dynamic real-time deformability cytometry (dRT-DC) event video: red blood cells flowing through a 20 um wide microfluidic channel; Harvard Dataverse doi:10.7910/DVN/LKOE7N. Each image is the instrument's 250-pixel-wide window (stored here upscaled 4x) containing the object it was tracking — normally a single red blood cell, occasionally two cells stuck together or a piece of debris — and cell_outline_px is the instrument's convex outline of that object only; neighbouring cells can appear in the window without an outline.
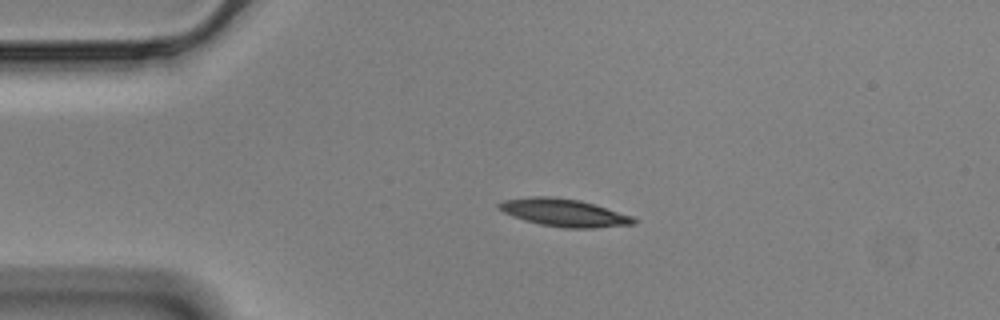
{"species": "Egyptian fruit bat (a non-hibernating species)", "species_latin": "Rousettus aegyptiacus", "temperature_condition": "cold", "stored_images_in_passage": 46, "camera_frame_rate_fps": 3000, "um_per_image_px": 0.085, "animal": {"sex": "male"}, "frame": {"image": 1, "passage_image": 1, "time_ms": 0.0, "image_size_px": [1000, 320], "cell_outline_px": [[636, 224], [592, 228], [564, 228], [540, 224], [524, 220], [512, 216], [496, 208], [496, 204], [504, 200], [532, 196], [548, 196], [580, 200], [632, 216], [636, 220]], "centroid_in_image_um": [47.9, 18.08], "position_along_channel_um": 37.1, "area_um2": 21.62}}
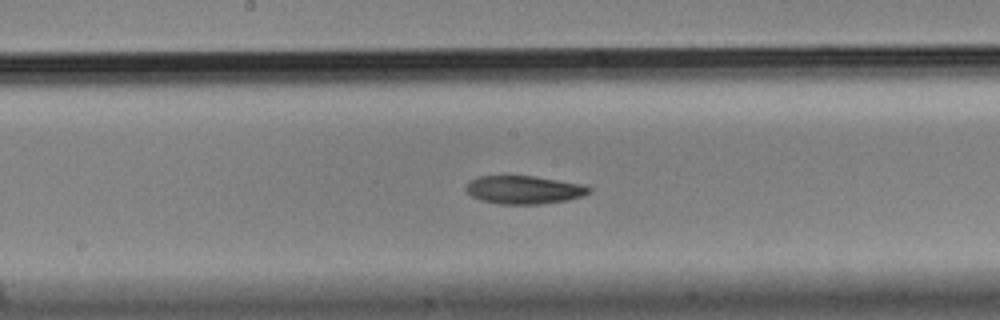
{"frame": {"image": 2, "passage_image": 18, "time_ms": 5.667, "image_size_px": [1000, 320], "cell_outline_px": [[592, 188], [588, 192], [580, 196], [568, 200], [540, 204], [500, 204], [480, 200], [472, 196], [464, 188], [476, 176], [532, 176], [584, 184]], "centroid_in_image_um": [44.52, 16.13], "position_along_channel_um": 203.7, "area_um2": 20.06}}
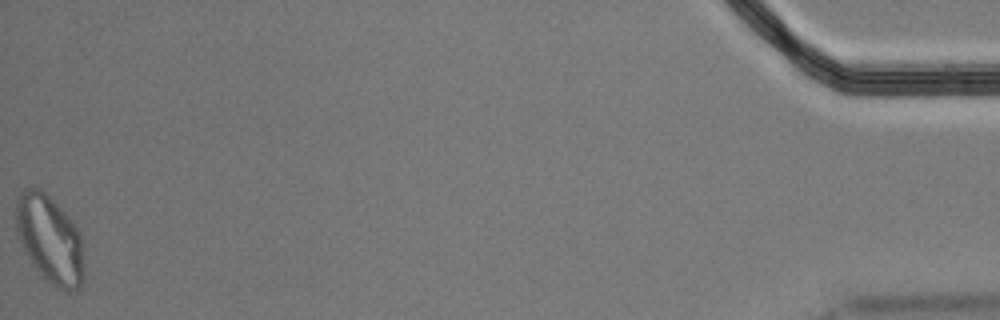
{"frame": {"image": 3, "passage_image": 46, "time_ms": 15.0, "image_size_px": [1000, 320], "cell_outline_px": [[84, 280], [80, 288], [76, 292], [68, 292], [56, 288], [32, 264], [24, 252], [16, 228], [16, 200], [20, 192], [24, 188], [36, 188], [44, 192], [72, 220], [80, 232], [84, 248]], "centroid_in_image_um": [4.28, 20.39], "position_along_channel_um": 430.9, "area_um2": 35.14}}